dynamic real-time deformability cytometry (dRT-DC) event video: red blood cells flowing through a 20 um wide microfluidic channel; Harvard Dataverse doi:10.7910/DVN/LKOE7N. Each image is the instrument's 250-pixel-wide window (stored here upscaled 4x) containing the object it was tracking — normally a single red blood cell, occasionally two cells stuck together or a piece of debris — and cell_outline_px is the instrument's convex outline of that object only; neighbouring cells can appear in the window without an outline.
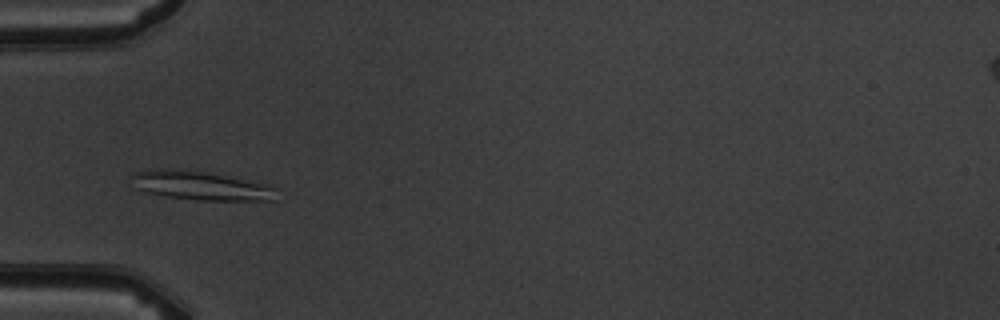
{"species": "common noctule bat (a hibernating species)", "species_latin": "Nyctalus noctula", "temperature_condition": "warm", "stored_images_in_passage": 8, "camera_frame_rate_fps": 3000, "um_per_image_px": 0.085, "animal": {"sex": "male", "body_mass_g": 19.5, "forearm_length_mm": 54.6}, "frame": {"image": 1, "passage_image": 4, "time_ms": 3.667, "image_size_px": [1000, 320], "cell_outline_px": [[276, 200], [196, 200], [168, 196], [144, 192], [132, 188], [128, 176], [136, 172], [152, 168], [168, 168], [200, 172], [272, 184], [276, 188]], "centroid_in_image_um": [16.98, 15.78], "position_along_channel_um": 68.0, "area_um2": 24.62}}
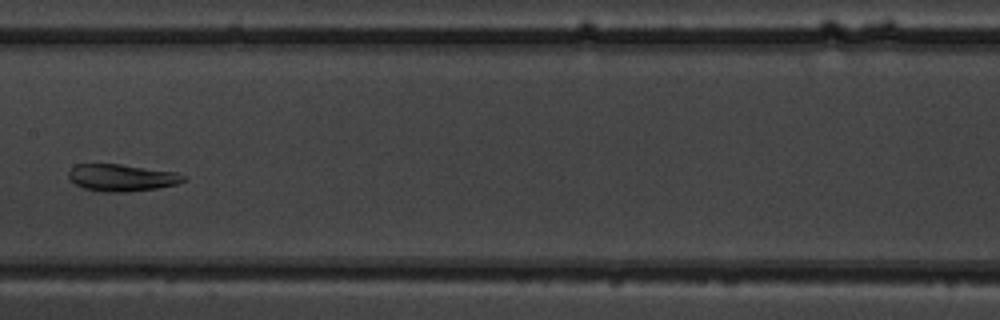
{"frame": {"image": 2, "passage_image": 7, "time_ms": 7.0, "image_size_px": [1000, 320], "cell_outline_px": [[184, 180], [176, 184], [156, 188], [128, 192], [104, 192], [84, 188], [68, 180], [68, 172], [76, 164], [120, 164], [176, 172], [184, 176]], "centroid_in_image_um": [10.3, 15.1], "position_along_channel_um": 197.1, "area_um2": 17.98}}
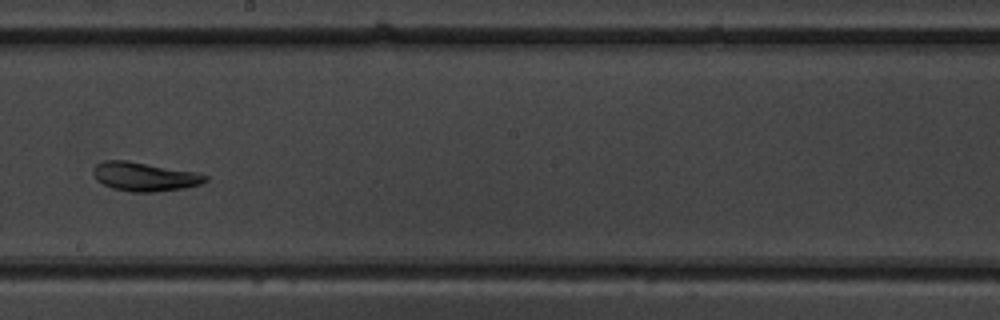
{"frame": {"image": 3, "passage_image": 8, "time_ms": 8.0, "image_size_px": [1000, 320], "cell_outline_px": [[208, 180], [200, 184], [184, 188], [156, 192], [132, 192], [112, 188], [96, 180], [92, 176], [92, 168], [96, 164], [104, 160], [128, 160], [200, 172], [208, 176]], "centroid_in_image_um": [12.29, 15.0], "position_along_channel_um": 235.9, "area_um2": 19.31}}